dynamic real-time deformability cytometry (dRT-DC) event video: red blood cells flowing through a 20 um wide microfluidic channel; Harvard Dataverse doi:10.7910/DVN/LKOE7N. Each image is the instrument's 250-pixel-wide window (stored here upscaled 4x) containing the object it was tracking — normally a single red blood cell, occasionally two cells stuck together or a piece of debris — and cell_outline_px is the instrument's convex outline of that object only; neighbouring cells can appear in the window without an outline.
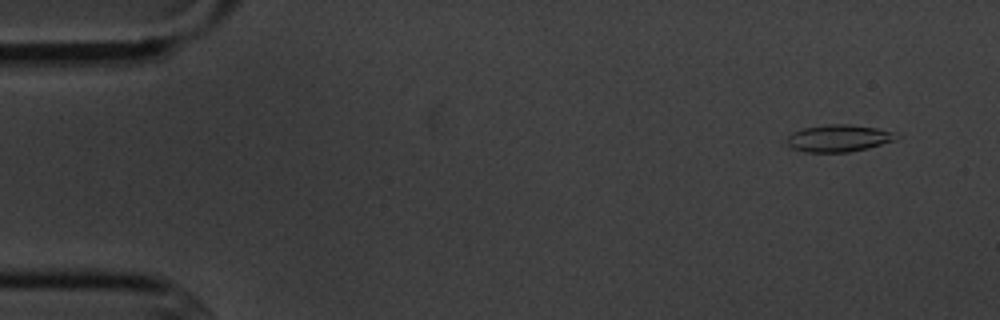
{"species": "common noctule bat (a hibernating species)", "species_latin": "Nyctalus noctula", "temperature_condition": "cold", "stored_images_in_passage": 5, "camera_frame_rate_fps": 3000, "um_per_image_px": 0.085, "animal": {"sex": "male", "body_mass_g": 20.1, "forearm_length_mm": 53.5}, "frame": {"image": 1, "passage_image": 1, "time_ms": 0.0, "image_size_px": [1000, 320], "cell_outline_px": [[904, 136], [896, 140], [868, 148], [848, 152], [804, 152], [792, 148], [788, 144], [788, 136], [792, 132], [804, 128], [828, 124], [848, 124], [876, 128], [892, 132]], "centroid_in_image_um": [71.32, 11.75], "position_along_channel_um": 13.7, "area_um2": 17.28}}
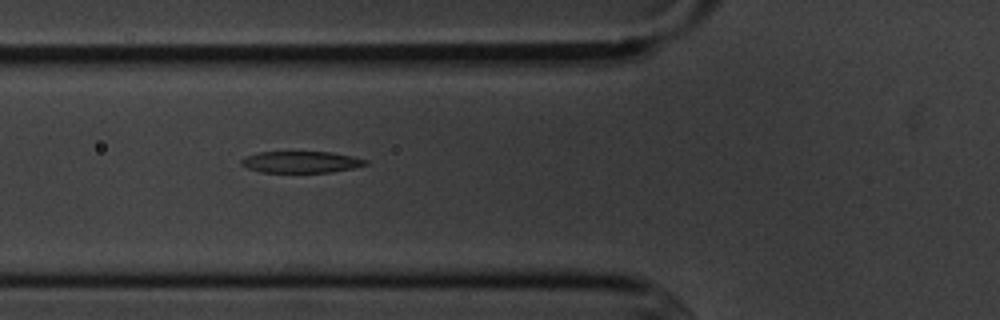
{"frame": {"image": 2, "passage_image": 5, "time_ms": 5.333, "image_size_px": [1000, 320], "cell_outline_px": [[368, 164], [352, 168], [332, 172], [260, 172], [248, 168], [240, 164], [240, 160], [244, 156], [260, 152], [332, 152], [352, 156], [368, 160]], "centroid_in_image_um": [25.57, 13.77], "position_along_channel_um": 100.2, "area_um2": 15.61}}